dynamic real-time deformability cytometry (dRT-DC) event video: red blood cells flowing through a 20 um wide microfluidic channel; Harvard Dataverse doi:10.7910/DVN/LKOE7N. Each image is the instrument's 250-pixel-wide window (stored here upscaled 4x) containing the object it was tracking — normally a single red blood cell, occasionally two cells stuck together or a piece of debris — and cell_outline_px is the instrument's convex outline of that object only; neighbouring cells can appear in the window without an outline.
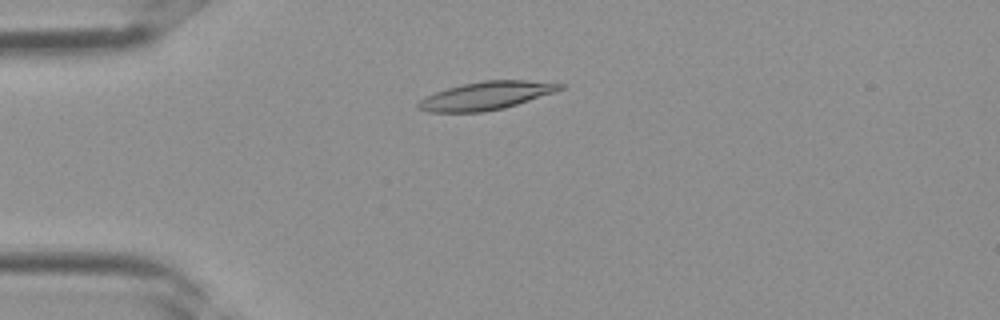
{"species": "Egyptian fruit bat (a non-hibernating species)", "species_latin": "Rousettus aegyptiacus", "temperature_condition": "room temperature", "stored_images_in_passage": 29, "camera_frame_rate_fps": 3000, "um_per_image_px": 0.085, "frame": {"image": 1, "passage_image": 2, "time_ms": 0.333, "image_size_px": [1000, 320], "cell_outline_px": [[564, 88], [556, 92], [504, 108], [484, 112], [428, 112], [416, 108], [416, 104], [420, 100], [436, 92], [448, 88], [464, 84], [484, 80], [528, 80], [564, 84]], "centroid_in_image_um": [41.34, 8.14], "position_along_channel_um": 43.7, "area_um2": 23.12}}
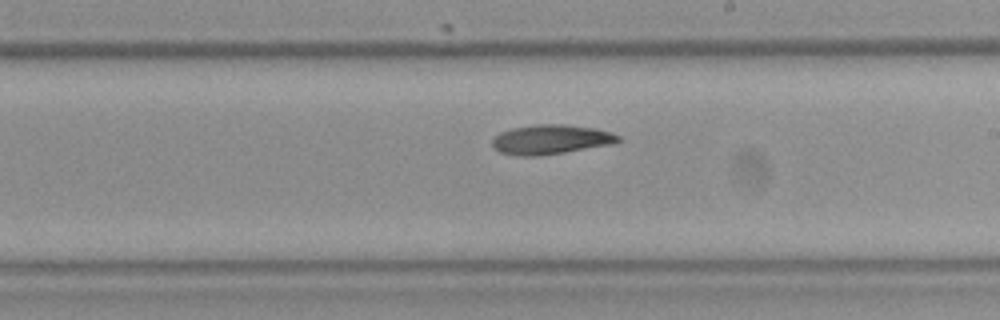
{"frame": {"image": 2, "passage_image": 14, "time_ms": 4.333, "image_size_px": [1000, 320], "cell_outline_px": [[620, 140], [616, 144], [540, 156], [516, 156], [500, 152], [492, 144], [492, 140], [500, 132], [512, 128], [536, 124], [568, 124], [596, 128], [612, 132], [620, 136]], "centroid_in_image_um": [46.87, 11.85], "position_along_channel_um": 242.1, "area_um2": 21.96}}
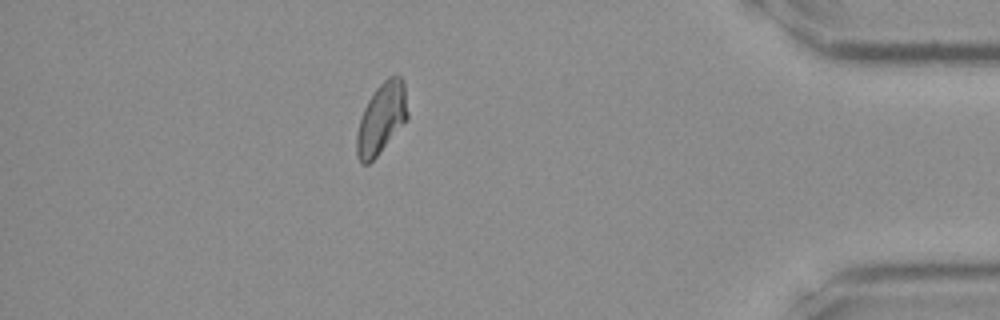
{"frame": {"image": 3, "passage_image": 25, "time_ms": 8.0, "image_size_px": [1000, 320], "cell_outline_px": [[408, 116], [376, 156], [368, 164], [360, 164], [356, 156], [356, 136], [360, 120], [364, 108], [368, 100], [376, 88], [388, 76], [400, 76], [404, 80], [408, 112]], "centroid_in_image_um": [32.4, 10.05], "position_along_channel_um": 402.8, "area_um2": 20.63}}